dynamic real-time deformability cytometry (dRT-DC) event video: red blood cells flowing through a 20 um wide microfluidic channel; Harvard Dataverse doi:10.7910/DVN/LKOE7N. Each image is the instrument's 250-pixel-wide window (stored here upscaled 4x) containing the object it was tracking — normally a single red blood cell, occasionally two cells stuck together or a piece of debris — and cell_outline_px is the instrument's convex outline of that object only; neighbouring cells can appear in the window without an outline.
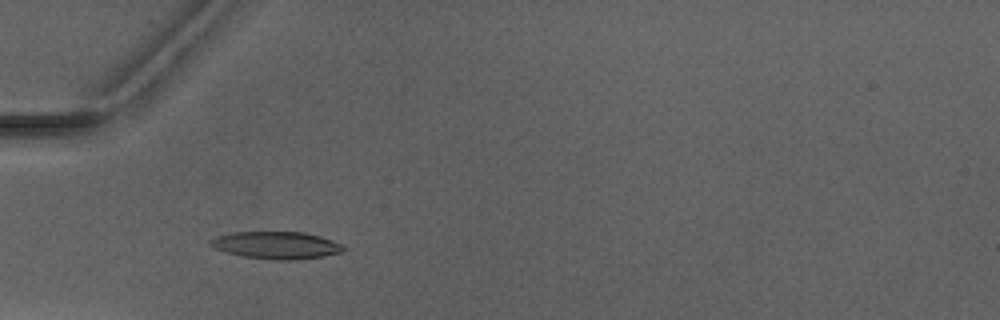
{"species": "Egyptian fruit bat (a non-hibernating species)", "species_latin": "Rousettus aegyptiacus", "temperature_condition": "warm", "stored_images_in_passage": 5, "camera_frame_rate_fps": 3000, "um_per_image_px": 0.085, "animal": {"sex": "male"}, "frame": {"image": 1, "passage_image": 4, "time_ms": 3.333, "image_size_px": [1000, 320], "cell_outline_px": [[344, 248], [340, 252], [324, 256], [292, 260], [276, 260], [240, 256], [224, 252], [208, 244], [208, 240], [216, 236], [232, 232], [304, 232], [320, 236], [332, 240], [340, 244]], "centroid_in_image_um": [23.42, 20.84], "position_along_channel_um": 61.6, "area_um2": 21.15}}